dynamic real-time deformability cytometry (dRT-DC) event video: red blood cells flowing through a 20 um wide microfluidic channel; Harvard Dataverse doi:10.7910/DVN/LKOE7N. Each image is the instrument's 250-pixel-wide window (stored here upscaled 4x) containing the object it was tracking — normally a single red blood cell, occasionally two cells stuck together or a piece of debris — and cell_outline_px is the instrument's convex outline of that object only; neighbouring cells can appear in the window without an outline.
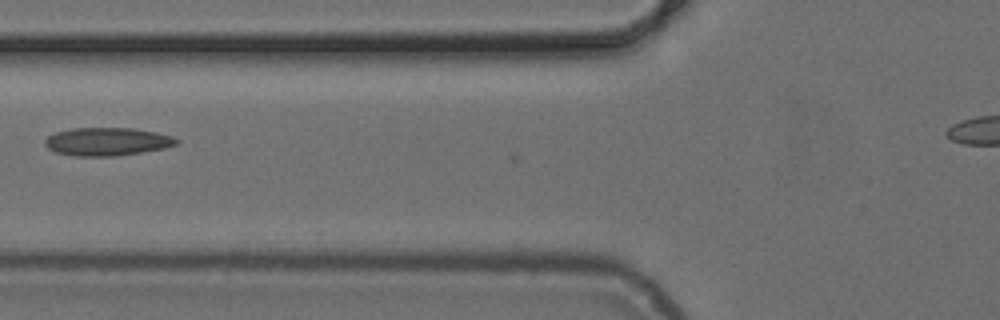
{"species": "common noctule bat (a hibernating species)", "species_latin": "Nyctalus noctula", "temperature_condition": "cold", "stored_images_in_passage": 4, "segment_of_instrument_passage": [1, 2], "camera_frame_rate_fps": 3000, "um_per_image_px": 0.085, "animal": {"sex": "female", "body_mass_g": 24.6, "forearm_length_mm": 56.2}, "frame": {"image": 1, "passage_image": 2, "time_ms": 1.333, "image_size_px": [1000, 320], "cell_outline_px": [[180, 140], [176, 144], [164, 148], [116, 156], [76, 156], [56, 152], [48, 148], [44, 144], [44, 140], [48, 136], [56, 132], [72, 128], [132, 128], [156, 132], [172, 136]], "centroid_in_image_um": [9.09, 12.03], "position_along_channel_um": 116.7, "area_um2": 21.44}}